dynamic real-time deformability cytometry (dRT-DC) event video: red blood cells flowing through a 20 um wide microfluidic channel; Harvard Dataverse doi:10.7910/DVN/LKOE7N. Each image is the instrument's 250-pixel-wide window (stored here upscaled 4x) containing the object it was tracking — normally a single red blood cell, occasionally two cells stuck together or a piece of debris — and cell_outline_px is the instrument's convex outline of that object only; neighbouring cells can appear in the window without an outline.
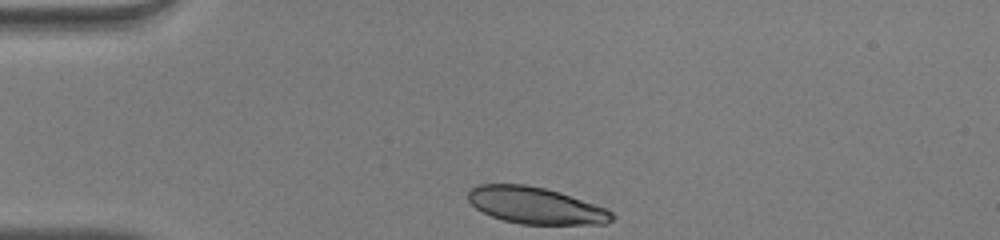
{"species": "human", "species_latin": "Homo sapiens", "temperature_condition": "warm", "stored_images_in_passage": 31, "camera_frame_rate_fps": 3000, "um_per_image_px": 0.085, "donor": {"sex": "male"}, "frame": {"image": 1, "passage_image": 1, "time_ms": 0.0, "image_size_px": [1000, 240], "cell_outline_px": [[616, 216], [612, 220], [604, 224], [520, 224], [504, 220], [492, 216], [476, 208], [468, 200], [468, 192], [472, 188], [480, 184], [524, 184], [544, 188], [608, 208]], "centroid_in_image_um": [45.55, 17.47], "position_along_channel_um": 39.5, "area_um2": 30.52}}
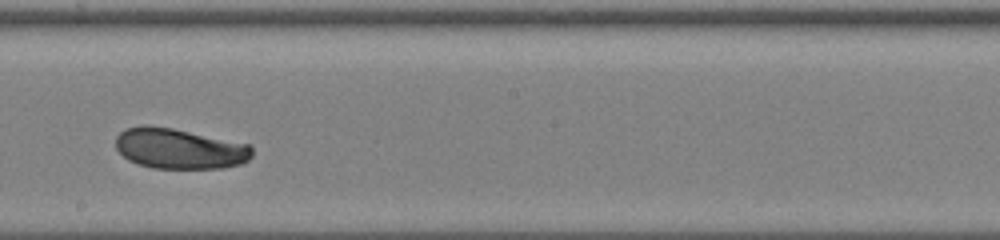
{"frame": {"image": 2, "passage_image": 18, "time_ms": 5.667, "image_size_px": [1000, 240], "cell_outline_px": [[252, 156], [248, 160], [240, 164], [220, 168], [152, 168], [128, 160], [116, 148], [116, 136], [124, 128], [144, 124], [148, 124], [172, 128], [252, 144]], "centroid_in_image_um": [15.25, 12.61], "position_along_channel_um": 232.9, "area_um2": 32.37}}
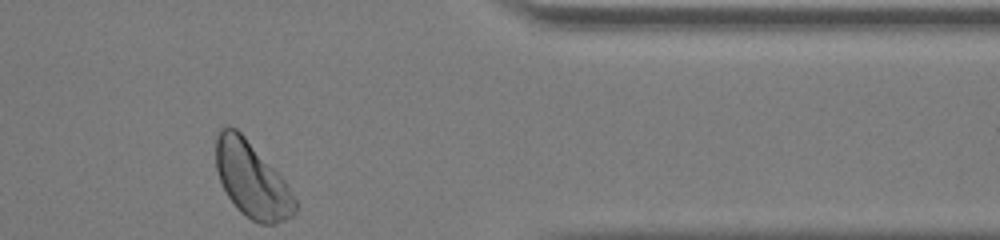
{"frame": {"image": 3, "passage_image": 31, "time_ms": 10.0, "image_size_px": [1000, 240], "cell_outline_px": [[296, 212], [292, 216], [276, 224], [260, 224], [244, 216], [236, 208], [228, 196], [220, 180], [216, 168], [216, 136], [220, 128], [228, 124], [236, 128], [244, 136], [284, 180], [296, 200]], "centroid_in_image_um": [21.39, 15.28], "position_along_channel_um": 390.0, "area_um2": 34.62}, "authors_computed_cell_mechanics": {"area_um2": 32.4258, "velocity_mm_per_s": 4.0582, "shape_relaxation_time_tau1_ms": 1.9558, "shape_relaxation_time_tau2_ms": null, "deformation_change_tau1": 0.1085, "deformation_change_tau2": null}}